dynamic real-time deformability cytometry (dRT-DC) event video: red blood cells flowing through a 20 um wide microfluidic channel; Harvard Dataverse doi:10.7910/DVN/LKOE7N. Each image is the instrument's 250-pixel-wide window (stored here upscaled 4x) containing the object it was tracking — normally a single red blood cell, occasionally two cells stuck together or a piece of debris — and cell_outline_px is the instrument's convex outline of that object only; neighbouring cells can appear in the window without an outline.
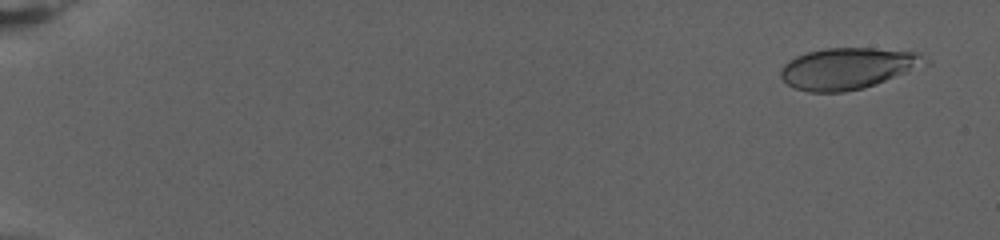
{"species": "human", "species_latin": "Homo sapiens", "temperature_condition": "warm", "stored_images_in_passage": 76, "camera_frame_rate_fps": 3000, "um_per_image_px": 0.085, "donor": {"sex": "female"}, "frame": {"image": 1, "passage_image": 4, "time_ms": 1.0, "image_size_px": [1000, 240], "cell_outline_px": [[932, 60], [928, 64], [876, 84], [864, 88], [844, 92], [808, 92], [792, 88], [780, 76], [780, 72], [784, 64], [788, 60], [796, 56], [808, 52], [828, 48], [872, 48], [924, 52]], "centroid_in_image_um": [72.12, 5.8], "position_along_channel_um": 12.9, "area_um2": 35.2}}
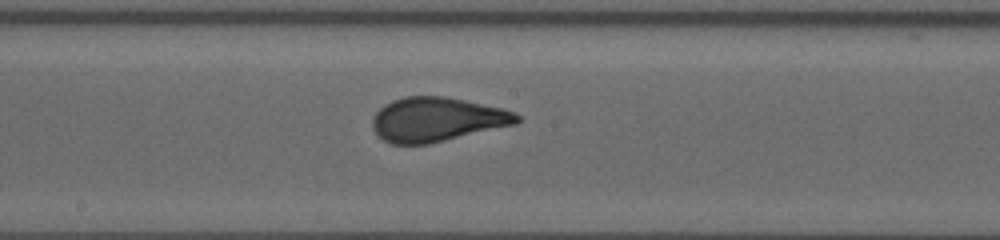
{"frame": {"image": 2, "passage_image": 44, "time_ms": 14.333, "image_size_px": [1000, 240], "cell_outline_px": [[520, 120], [516, 124], [428, 144], [392, 144], [384, 140], [372, 128], [372, 120], [376, 112], [384, 104], [392, 100], [404, 96], [444, 96], [504, 108], [516, 112], [520, 116]], "centroid_in_image_um": [37.14, 10.14], "position_along_channel_um": 211.1, "area_um2": 37.22}}
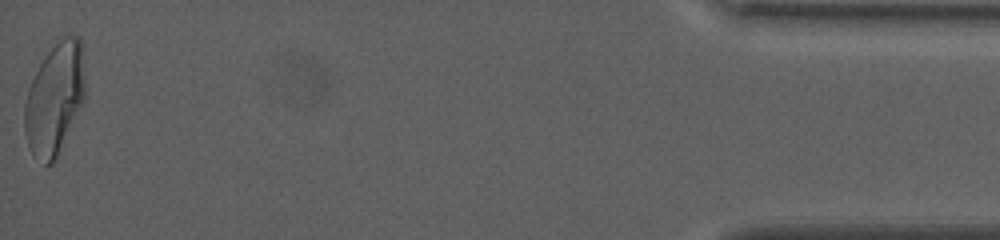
{"frame": {"image": 3, "passage_image": 76, "time_ms": 25.0, "image_size_px": [1000, 240], "cell_outline_px": [[84, 100], [52, 164], [44, 164], [32, 156], [24, 132], [24, 104], [28, 88], [40, 64], [48, 52], [64, 36], [80, 36], [84, 76]], "centroid_in_image_um": [4.62, 8.42], "position_along_channel_um": 430.6, "area_um2": 38.61}, "authors_computed_cell_mechanics": {"area_um2": 36.2406, "velocity_mm_per_s": 2.82, "shape_relaxation_time_tau1_ms": 6.574, "shape_relaxation_time_tau2_ms": null, "deformation_change_tau1": 0.2129, "deformation_change_tau2": null}}